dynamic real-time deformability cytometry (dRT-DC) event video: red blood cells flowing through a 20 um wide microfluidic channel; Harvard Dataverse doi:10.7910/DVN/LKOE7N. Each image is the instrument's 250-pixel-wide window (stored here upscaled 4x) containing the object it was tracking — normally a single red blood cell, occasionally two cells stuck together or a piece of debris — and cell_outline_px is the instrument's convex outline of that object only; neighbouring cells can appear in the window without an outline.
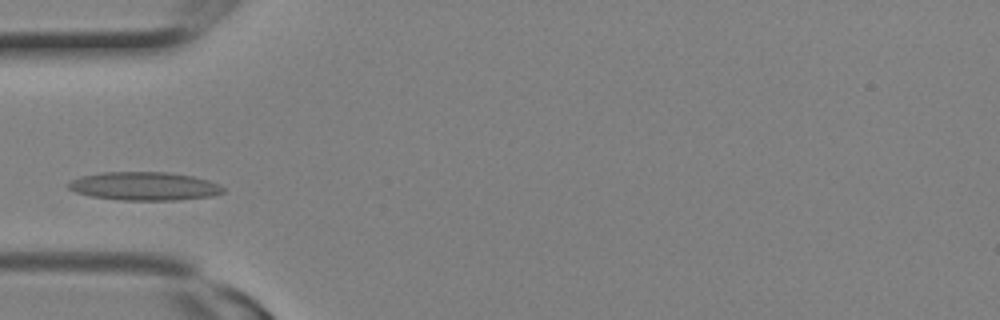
{"species": "Egyptian fruit bat (a non-hibernating species)", "species_latin": "Rousettus aegyptiacus", "temperature_condition": "room temperature", "stored_images_in_passage": 5, "camera_frame_rate_fps": 3000, "um_per_image_px": 0.085, "animal": {"sex": "female"}, "frame": {"image": 1, "passage_image": 4, "time_ms": 1.0, "image_size_px": [1000, 320], "cell_outline_px": [[224, 192], [212, 196], [176, 200], [120, 200], [92, 196], [76, 192], [68, 188], [68, 184], [72, 180], [80, 176], [100, 172], [168, 172], [192, 176], [208, 180], [220, 184], [224, 188]], "centroid_in_image_um": [12.28, 15.82], "position_along_channel_um": 72.7, "area_um2": 25.61}}